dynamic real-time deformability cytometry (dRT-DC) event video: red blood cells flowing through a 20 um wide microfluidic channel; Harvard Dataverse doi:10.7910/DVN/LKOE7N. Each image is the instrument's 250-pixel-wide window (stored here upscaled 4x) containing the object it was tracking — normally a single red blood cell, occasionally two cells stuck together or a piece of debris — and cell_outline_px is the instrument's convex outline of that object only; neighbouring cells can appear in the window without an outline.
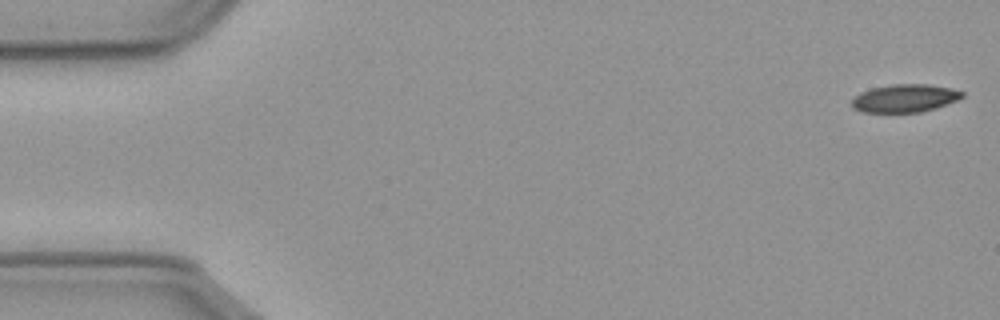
{"species": "common noctule bat (a hibernating species)", "species_latin": "Nyctalus noctula", "temperature_condition": "cold", "stored_images_in_passage": 56, "camera_frame_rate_fps": 3000, "um_per_image_px": 0.085, "animal": {"sex": "male", "body_mass_g": 23.1, "forearm_length_mm": 52.7}, "frame": {"image": 1, "passage_image": 1, "time_ms": 0.0, "image_size_px": [1000, 320], "cell_outline_px": [[964, 96], [956, 100], [920, 112], [864, 112], [852, 108], [852, 100], [860, 92], [872, 88], [892, 84], [924, 84], [948, 88], [964, 92]], "centroid_in_image_um": [76.85, 8.35], "position_along_channel_um": 8.1, "area_um2": 17.57}}
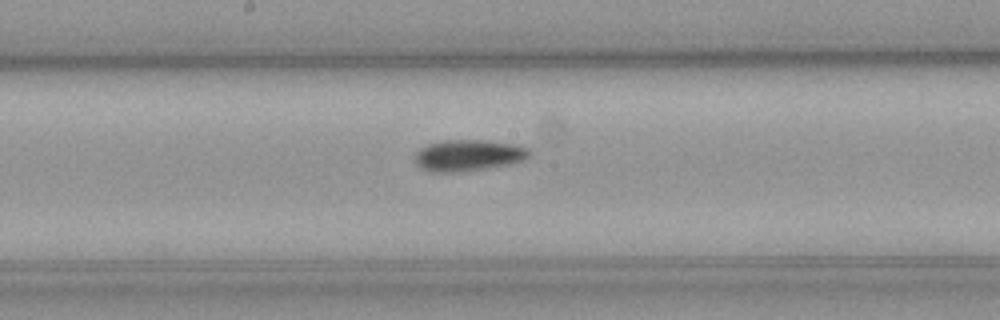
{"frame": {"image": 2, "passage_image": 29, "time_ms": 9.333, "image_size_px": [1000, 320], "cell_outline_px": [[532, 152], [524, 160], [508, 164], [484, 168], [452, 172], [432, 172], [416, 164], [416, 152], [420, 148], [428, 144], [440, 140], [488, 140], [520, 144], [528, 148]], "centroid_in_image_um": [39.85, 13.17], "position_along_channel_um": 208.4, "area_um2": 20.87}}
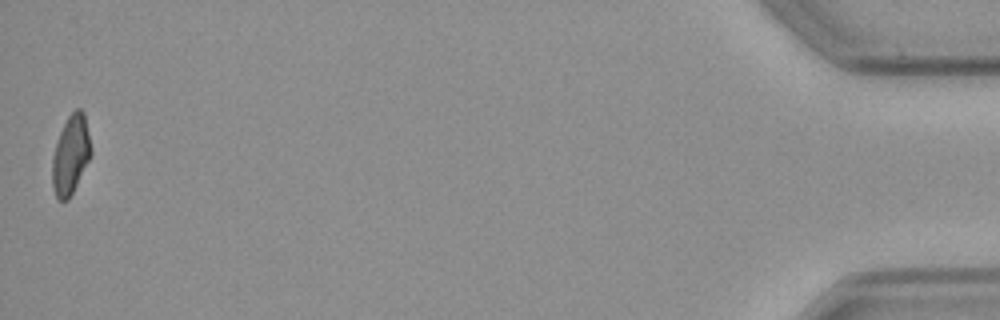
{"frame": {"image": 3, "passage_image": 56, "time_ms": 18.333, "image_size_px": [1000, 320], "cell_outline_px": [[92, 152], [68, 200], [56, 200], [52, 184], [52, 156], [60, 132], [68, 116], [76, 108], [80, 108], [84, 112]], "centroid_in_image_um": [5.99, 13.15], "position_along_channel_um": 429.2, "area_um2": 17.51}, "authors_computed_cell_mechanics": {"area_um2": 18.9584, "velocity_mm_per_s": 3.6035, "shape_relaxation_time_tau1_ms": 6.568, "shape_relaxation_time_tau2_ms": null, "deformation_change_tau1": 0.1627, "deformation_change_tau2": null}}